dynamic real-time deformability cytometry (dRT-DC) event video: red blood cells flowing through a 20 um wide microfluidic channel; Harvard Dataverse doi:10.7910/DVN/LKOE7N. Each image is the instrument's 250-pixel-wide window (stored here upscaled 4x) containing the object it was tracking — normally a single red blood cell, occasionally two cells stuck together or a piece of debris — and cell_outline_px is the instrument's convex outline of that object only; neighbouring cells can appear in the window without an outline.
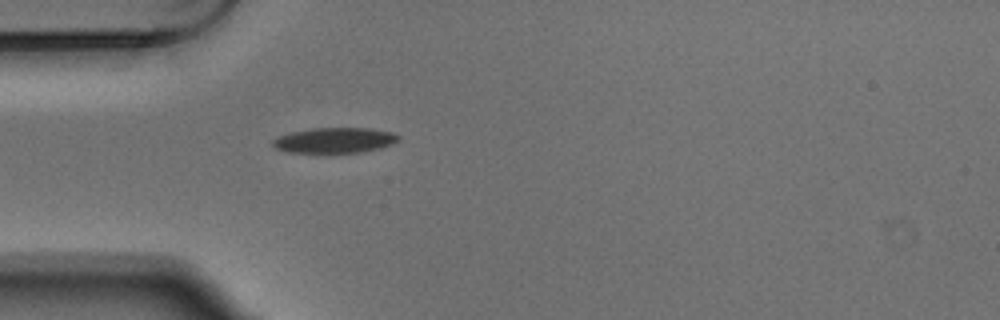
{"species": "Egyptian fruit bat (a non-hibernating species)", "species_latin": "Rousettus aegyptiacus", "temperature_condition": "warm", "stored_images_in_passage": 1, "camera_frame_rate_fps": 3000, "um_per_image_px": 0.085, "animal": {"sex": "male"}, "frame": {"image": 1, "passage_image": 1, "time_ms": 0.0, "image_size_px": [1000, 320], "cell_outline_px": [[400, 140], [392, 144], [380, 148], [360, 152], [324, 156], [288, 152], [276, 148], [272, 144], [272, 140], [276, 136], [292, 132], [312, 128], [372, 128], [392, 132], [400, 136]], "centroid_in_image_um": [28.41, 11.97], "position_along_channel_um": 56.6, "area_um2": 19.59}}